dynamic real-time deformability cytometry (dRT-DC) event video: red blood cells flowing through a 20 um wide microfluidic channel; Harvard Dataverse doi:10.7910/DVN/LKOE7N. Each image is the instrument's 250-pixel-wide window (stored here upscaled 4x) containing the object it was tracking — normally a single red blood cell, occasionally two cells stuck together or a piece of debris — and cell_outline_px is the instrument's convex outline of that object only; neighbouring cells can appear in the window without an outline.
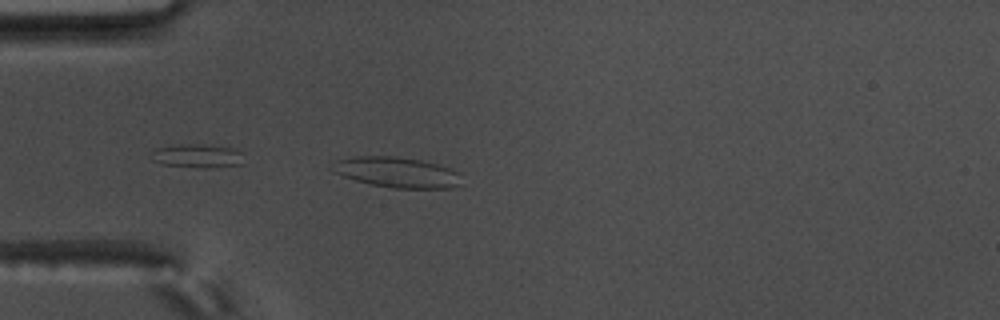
{"species": "common noctule bat (a hibernating species)", "species_latin": "Nyctalus noctula", "temperature_condition": "warm", "stored_images_in_passage": 24, "camera_frame_rate_fps": 3000, "um_per_image_px": 0.085, "animal": {"sex": "male", "body_mass_g": 17.5, "forearm_length_mm": 52.3}, "frame": {"image": 1, "passage_image": 1, "time_ms": 0.0, "image_size_px": [1000, 320], "cell_outline_px": [[460, 184], [452, 188], [392, 188], [372, 184], [356, 180], [332, 172], [336, 160], [356, 156], [396, 156], [420, 160], [440, 164], [460, 172]], "centroid_in_image_um": [33.78, 14.64], "position_along_channel_um": 51.2, "area_um2": 22.89}}